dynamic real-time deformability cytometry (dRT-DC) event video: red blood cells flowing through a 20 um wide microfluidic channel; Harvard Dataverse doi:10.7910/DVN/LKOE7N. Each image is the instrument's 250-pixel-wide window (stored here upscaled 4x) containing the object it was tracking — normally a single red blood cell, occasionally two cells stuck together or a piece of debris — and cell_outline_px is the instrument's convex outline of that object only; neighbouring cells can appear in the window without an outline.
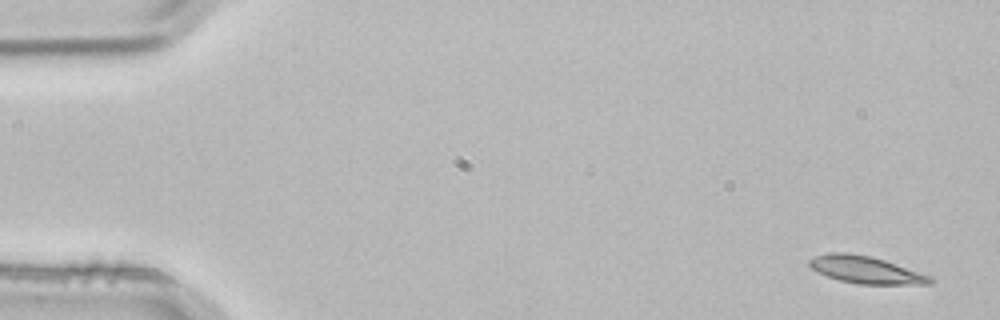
{"species": "common noctule bat (a hibernating species)", "species_latin": "Nyctalus noctula", "temperature_condition": "room temperature", "stored_images_in_passage": 4, "segment_of_instrument_passage": [1, 2], "camera_frame_rate_fps": 3000, "um_per_image_px": 0.085, "animal": {"sex": "male", "body_mass_g": 21.5, "forearm_length_mm": 52.0}, "frame": {"image": 1, "passage_image": 1, "time_ms": 0.0, "image_size_px": [1000, 320], "cell_outline_px": [[936, 280], [932, 284], [860, 284], [840, 280], [828, 276], [812, 268], [808, 264], [808, 260], [816, 256], [828, 252], [848, 252], [872, 256], [932, 276]], "centroid_in_image_um": [73.63, 22.93], "position_along_channel_um": 11.4, "area_um2": 19.13}}
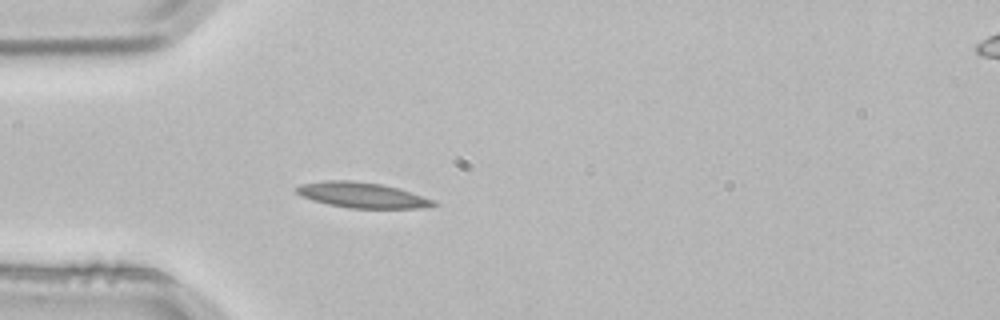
{"frame": {"image": 2, "passage_image": 3, "time_ms": 0.667, "image_size_px": [1000, 320], "cell_outline_px": [[440, 204], [432, 208], [348, 208], [328, 204], [312, 200], [300, 196], [292, 188], [300, 184], [324, 180], [352, 180], [380, 184], [396, 188], [436, 200]], "centroid_in_image_um": [30.77, 16.59], "position_along_channel_um": 54.2, "area_um2": 20.58}}